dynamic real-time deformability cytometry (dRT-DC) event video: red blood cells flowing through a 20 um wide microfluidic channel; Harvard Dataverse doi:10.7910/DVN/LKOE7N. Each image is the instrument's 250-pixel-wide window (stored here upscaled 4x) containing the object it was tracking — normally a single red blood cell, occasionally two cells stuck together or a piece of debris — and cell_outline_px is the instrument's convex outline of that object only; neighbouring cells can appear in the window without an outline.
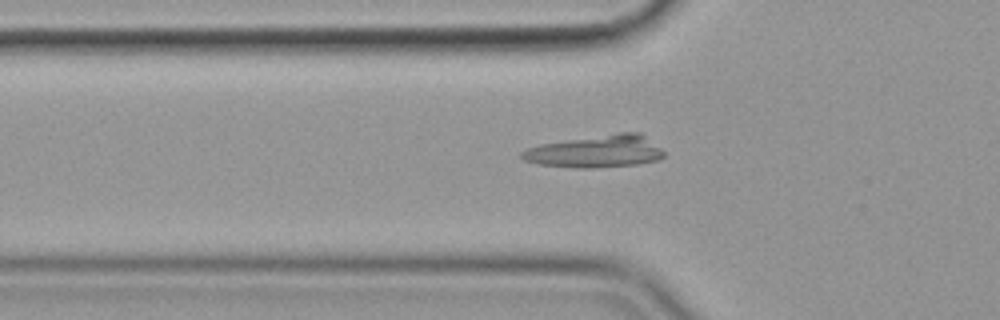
{"species": "common noctule bat (a hibernating species)", "species_latin": "Nyctalus noctula", "temperature_condition": "cold", "stored_images_in_passage": 44, "camera_frame_rate_fps": 3000, "um_per_image_px": 0.085, "animal": {"sex": "female", "body_mass_g": 19.9}, "frame": {"image": 1, "passage_image": 19, "time_ms": 6.0, "image_size_px": [1000, 320], "cell_outline_px": [[664, 156], [660, 160], [636, 164], [596, 168], [576, 168], [536, 164], [524, 160], [520, 156], [520, 152], [528, 148], [540, 144], [616, 132], [640, 132], [660, 148], [664, 152]], "centroid_in_image_um": [50.64, 12.87], "position_along_channel_um": 75.2, "area_um2": 26.93}}
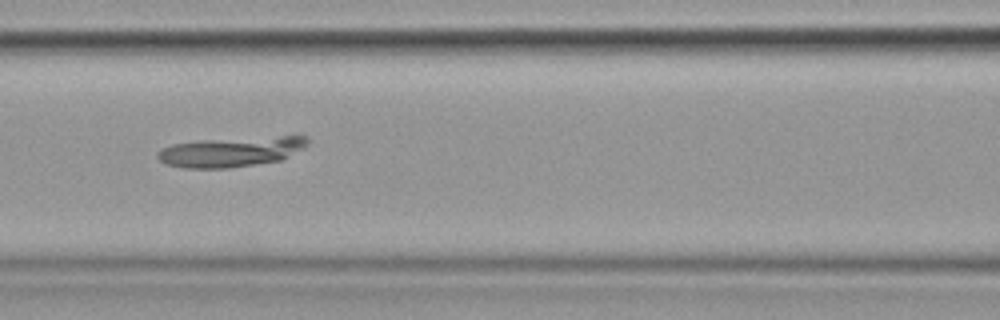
{"frame": {"image": 2, "passage_image": 25, "time_ms": 8.0, "image_size_px": [1000, 320], "cell_outline_px": [[308, 144], [280, 160], [256, 164], [228, 168], [184, 168], [164, 164], [156, 156], [156, 152], [160, 148], [172, 144], [204, 140], [300, 132], [308, 136]], "centroid_in_image_um": [19.73, 12.84], "position_along_channel_um": 146.9, "area_um2": 27.17}}
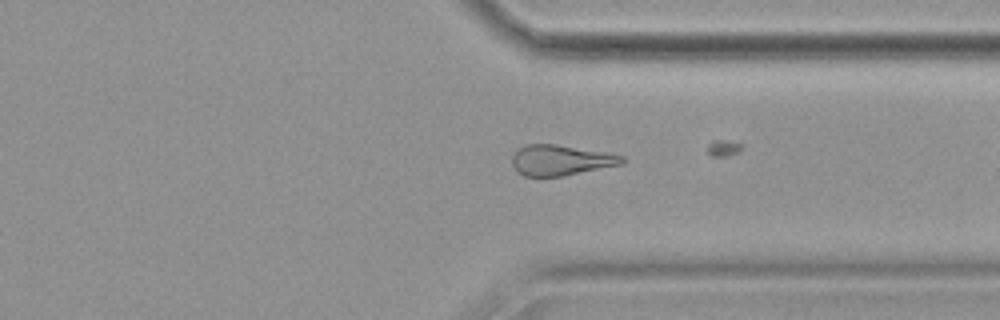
{"frame": {"image": 3, "passage_image": 43, "time_ms": 14.0, "image_size_px": [1000, 320], "cell_outline_px": [[624, 164], [564, 176], [524, 176], [516, 172], [512, 164], [512, 156], [520, 148], [528, 144], [556, 144], [604, 152], [624, 156]], "centroid_in_image_um": [47.67, 13.63], "position_along_channel_um": 363.7, "area_um2": 19.54}}